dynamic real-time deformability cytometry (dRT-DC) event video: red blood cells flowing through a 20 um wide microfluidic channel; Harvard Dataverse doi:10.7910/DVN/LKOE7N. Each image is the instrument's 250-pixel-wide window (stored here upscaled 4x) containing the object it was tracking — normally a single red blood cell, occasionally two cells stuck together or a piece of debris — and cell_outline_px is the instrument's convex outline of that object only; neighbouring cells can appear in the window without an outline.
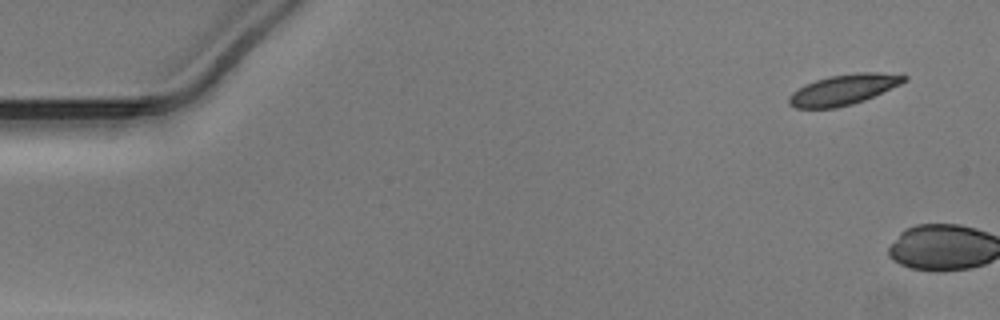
{"species": "Egyptian fruit bat (a non-hibernating species)", "species_latin": "Rousettus aegyptiacus", "temperature_condition": "warm", "stored_images_in_passage": 2, "camera_frame_rate_fps": 3000, "um_per_image_px": 0.085, "animal": {"sex": "male"}, "frame": {"image": 1, "passage_image": 1, "time_ms": 0.0, "image_size_px": [1000, 320], "cell_outline_px": [[908, 80], [900, 84], [864, 100], [852, 104], [836, 108], [796, 108], [788, 104], [788, 96], [792, 92], [804, 84], [828, 76], [856, 72], [904, 72], [908, 76]], "centroid_in_image_um": [71.75, 7.59], "position_along_channel_um": 13.3, "area_um2": 20.81}}